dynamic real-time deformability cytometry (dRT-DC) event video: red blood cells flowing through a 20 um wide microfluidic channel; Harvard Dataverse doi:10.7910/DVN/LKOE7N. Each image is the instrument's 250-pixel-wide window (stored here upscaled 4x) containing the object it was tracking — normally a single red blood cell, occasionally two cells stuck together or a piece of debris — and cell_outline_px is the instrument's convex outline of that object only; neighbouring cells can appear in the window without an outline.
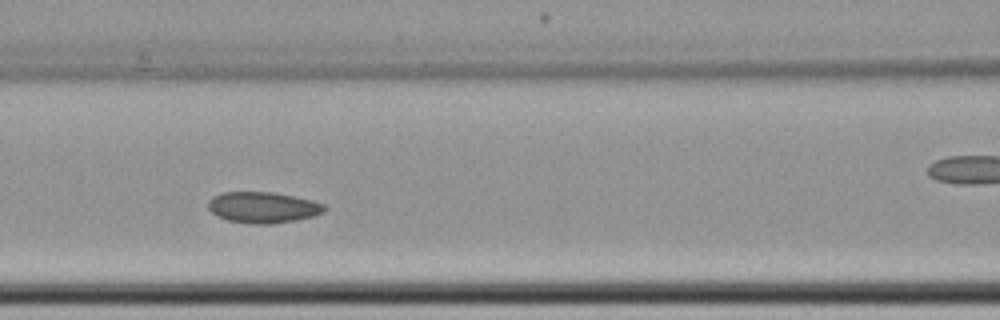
{"species": "common noctule bat (a hibernating species)", "species_latin": "Nyctalus noctula", "temperature_condition": "cold", "stored_images_in_passage": 8, "camera_frame_rate_fps": 3000, "um_per_image_px": 0.085, "animal": {"sex": "female", "body_mass_g": 22.7, "forearm_length_mm": 54.2}, "frame": {"image": 1, "passage_image": 4, "time_ms": 3.333, "image_size_px": [1000, 320], "cell_outline_px": [[328, 208], [324, 212], [312, 216], [296, 220], [272, 224], [252, 224], [228, 220], [216, 216], [208, 208], [208, 200], [212, 196], [220, 192], [276, 192], [312, 200], [324, 204]], "centroid_in_image_um": [22.34, 17.62], "position_along_channel_um": 144.3, "area_um2": 21.27}}